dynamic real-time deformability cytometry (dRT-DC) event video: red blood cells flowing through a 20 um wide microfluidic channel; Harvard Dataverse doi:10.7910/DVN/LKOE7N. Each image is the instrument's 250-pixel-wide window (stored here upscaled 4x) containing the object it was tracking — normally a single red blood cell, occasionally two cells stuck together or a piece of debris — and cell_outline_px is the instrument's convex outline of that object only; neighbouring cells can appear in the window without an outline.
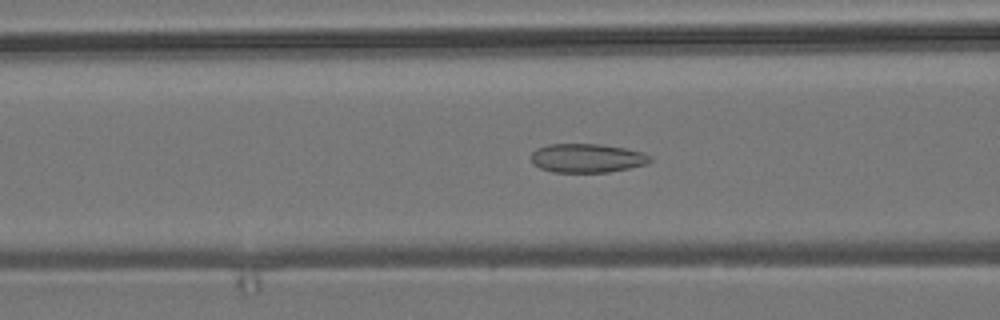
{"species": "common noctule bat (a hibernating species)", "species_latin": "Nyctalus noctula", "temperature_condition": "room temperature", "stored_images_in_passage": 54, "camera_frame_rate_fps": 3000, "um_per_image_px": 0.085, "animal": {"sex": "male", "body_mass_g": 19.2, "forearm_length_mm": 51.8}, "frame": {"image": 1, "passage_image": 21, "time_ms": 6.667, "image_size_px": [1000, 320], "cell_outline_px": [[652, 160], [648, 164], [608, 172], [552, 172], [540, 168], [532, 160], [532, 152], [536, 148], [548, 144], [600, 144], [624, 148], [644, 152], [652, 156]], "centroid_in_image_um": [49.94, 13.43], "position_along_channel_um": 116.7, "area_um2": 20.06}}
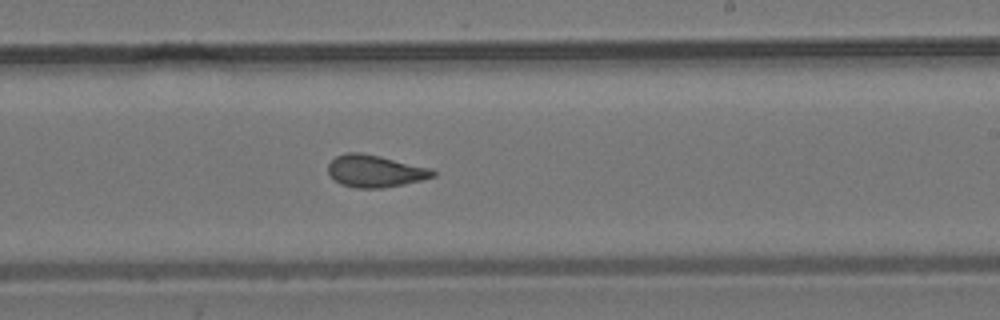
{"frame": {"image": 2, "passage_image": 32, "time_ms": 10.333, "image_size_px": [1000, 320], "cell_outline_px": [[436, 176], [404, 184], [380, 188], [356, 188], [340, 184], [328, 172], [328, 164], [336, 156], [344, 152], [360, 152], [380, 156], [432, 168], [436, 172]], "centroid_in_image_um": [31.89, 14.53], "position_along_channel_um": 257.1, "area_um2": 19.65}}
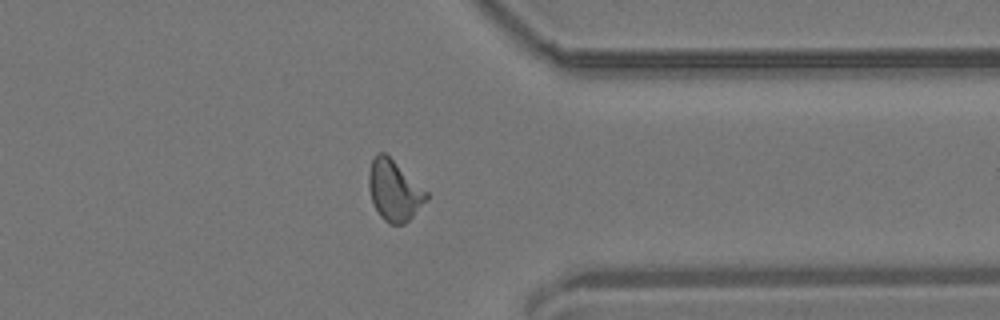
{"frame": {"image": 3, "passage_image": 42, "time_ms": 13.667, "image_size_px": [1000, 320], "cell_outline_px": [[428, 196], [412, 216], [404, 224], [388, 224], [380, 216], [372, 200], [368, 188], [368, 172], [372, 160], [380, 152], [384, 152], [428, 192]], "centroid_in_image_um": [33.47, 16.2], "position_along_channel_um": 377.9, "area_um2": 19.88}, "authors_computed_cell_mechanics": {"area_um2": 19.7098, "velocity_mm_per_s": 3.8381, "shape_relaxation_time_tau1_ms": null, "shape_relaxation_time_tau2_ms": 1.5227, "deformation_change_tau1": null, "deformation_change_tau2": 0.0926}}